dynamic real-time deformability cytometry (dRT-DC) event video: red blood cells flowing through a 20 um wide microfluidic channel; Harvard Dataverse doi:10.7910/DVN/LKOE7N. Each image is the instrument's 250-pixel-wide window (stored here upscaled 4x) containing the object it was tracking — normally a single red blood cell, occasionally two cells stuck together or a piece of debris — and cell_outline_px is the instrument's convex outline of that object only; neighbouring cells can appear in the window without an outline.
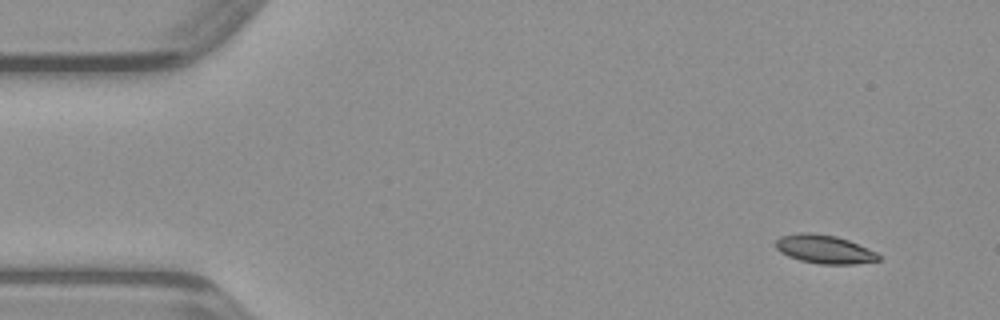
{"species": "common noctule bat (a hibernating species)", "species_latin": "Nyctalus noctula", "temperature_condition": "warm", "stored_images_in_passage": 45, "camera_frame_rate_fps": 3000, "um_per_image_px": 0.085, "animal": {"sex": "male", "body_mass_g": 23.1, "forearm_length_mm": 52.7}, "frame": {"image": 1, "passage_image": 1, "time_ms": 0.0, "image_size_px": [1000, 320], "cell_outline_px": [[880, 260], [856, 264], [820, 264], [800, 260], [788, 256], [780, 252], [776, 248], [776, 240], [780, 236], [800, 232], [812, 232], [836, 236], [848, 240], [876, 252], [880, 256]], "centroid_in_image_um": [70.05, 21.18], "position_along_channel_um": 14.9, "area_um2": 17.11}}
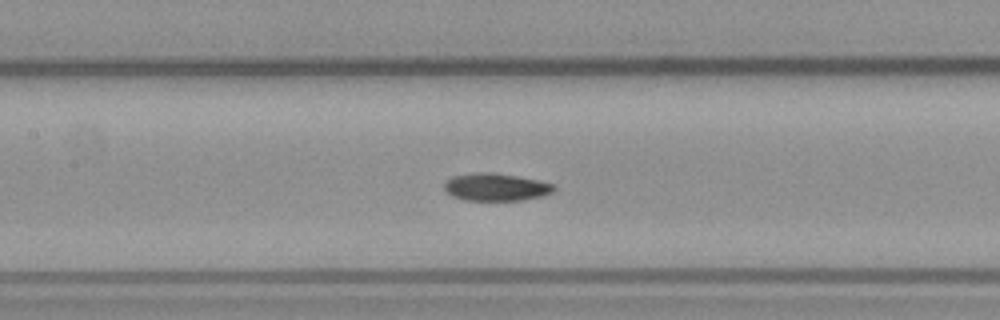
{"frame": {"image": 2, "passage_image": 19, "time_ms": 6.0, "image_size_px": [1000, 320], "cell_outline_px": [[556, 188], [552, 192], [544, 196], [520, 200], [464, 200], [452, 196], [444, 188], [444, 180], [452, 176], [480, 172], [488, 172], [516, 176], [540, 180], [556, 184]], "centroid_in_image_um": [42.17, 15.9], "position_along_channel_um": 165.2, "area_um2": 17.69}}
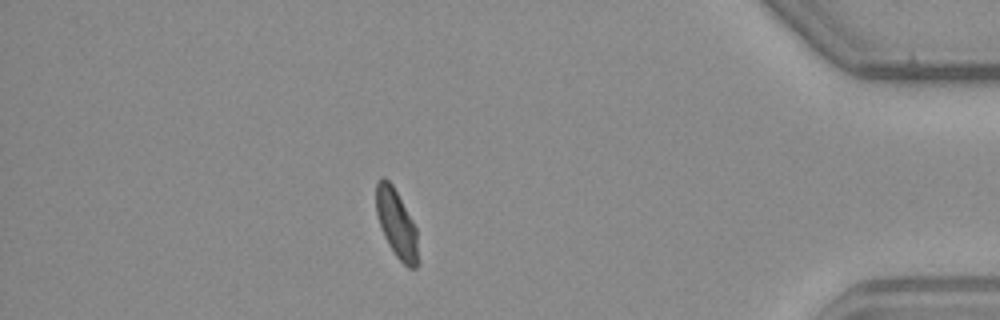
{"frame": {"image": 3, "passage_image": 39, "time_ms": 12.667, "image_size_px": [1000, 320], "cell_outline_px": [[416, 268], [408, 268], [396, 256], [388, 244], [384, 236], [376, 212], [376, 184], [380, 176], [384, 176], [392, 184], [412, 220], [416, 228]], "centroid_in_image_um": [33.66, 18.95], "position_along_channel_um": 401.5, "area_um2": 16.18}}